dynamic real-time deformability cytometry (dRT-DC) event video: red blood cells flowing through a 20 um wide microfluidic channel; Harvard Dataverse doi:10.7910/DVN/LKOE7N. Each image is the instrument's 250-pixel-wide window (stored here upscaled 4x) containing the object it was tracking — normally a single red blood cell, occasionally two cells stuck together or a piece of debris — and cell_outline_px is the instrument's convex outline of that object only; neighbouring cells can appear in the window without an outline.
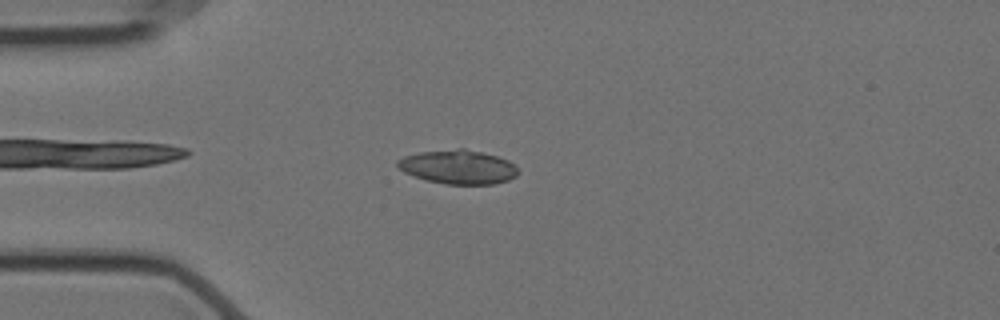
{"species": "Egyptian fruit bat (a non-hibernating species)", "species_latin": "Rousettus aegyptiacus", "temperature_condition": "cold", "stored_images_in_passage": 50, "camera_frame_rate_fps": 3000, "um_per_image_px": 0.085, "animal": {"sex": "female"}, "frame": {"image": 1, "passage_image": 8, "time_ms": 2.333, "image_size_px": [1000, 320], "cell_outline_px": [[520, 172], [516, 176], [508, 180], [492, 184], [444, 184], [424, 180], [404, 172], [396, 164], [396, 160], [404, 156], [420, 152], [460, 148], [464, 148], [496, 156], [508, 160]], "centroid_in_image_um": [38.92, 14.2], "position_along_channel_um": 46.1, "area_um2": 23.81}}
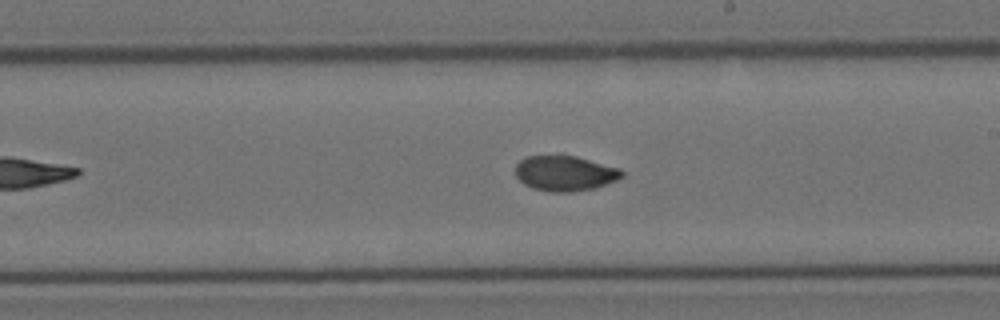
{"frame": {"image": 2, "passage_image": 26, "time_ms": 8.333, "image_size_px": [1000, 320], "cell_outline_px": [[624, 176], [616, 180], [596, 188], [572, 192], [548, 192], [532, 188], [524, 184], [516, 176], [516, 164], [520, 160], [528, 156], [560, 152], [576, 156], [620, 168], [624, 172]], "centroid_in_image_um": [48.01, 14.69], "position_along_channel_um": 241.0, "area_um2": 22.6}}
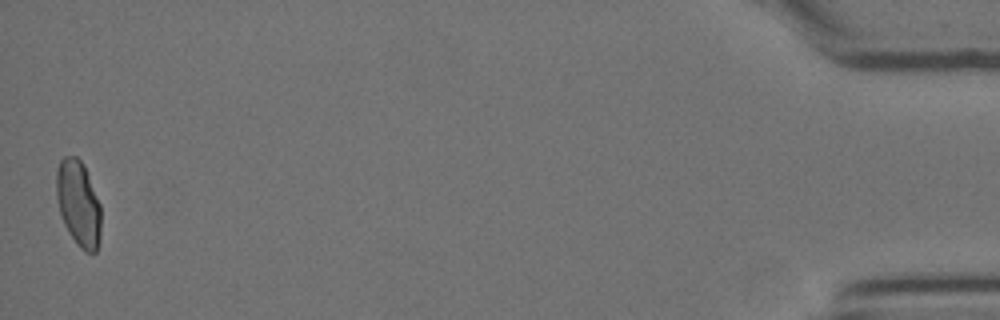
{"frame": {"image": 3, "passage_image": 50, "time_ms": 16.333, "image_size_px": [1000, 320], "cell_outline_px": [[100, 240], [96, 252], [84, 252], [80, 248], [68, 232], [64, 224], [60, 212], [56, 196], [56, 168], [60, 160], [64, 156], [76, 156], [80, 160], [84, 168], [100, 204]], "centroid_in_image_um": [6.65, 17.31], "position_along_channel_um": 428.6, "area_um2": 22.14}, "authors_computed_cell_mechanics": {"area_um2": 22.4553, "velocity_mm_per_s": 3.5209, "shape_relaxation_time_tau1_ms": null, "shape_relaxation_time_tau2_ms": 1.5976, "deformation_change_tau1": null, "deformation_change_tau2": 0.0471}}